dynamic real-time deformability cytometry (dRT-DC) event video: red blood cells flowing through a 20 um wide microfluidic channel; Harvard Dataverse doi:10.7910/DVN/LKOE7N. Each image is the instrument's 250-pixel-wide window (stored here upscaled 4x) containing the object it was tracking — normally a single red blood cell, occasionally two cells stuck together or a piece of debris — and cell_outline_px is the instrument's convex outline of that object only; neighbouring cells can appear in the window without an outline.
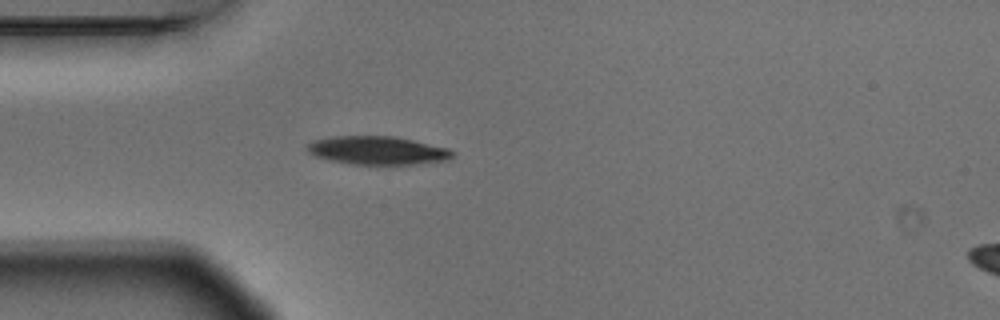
{"species": "Egyptian fruit bat (a non-hibernating species)", "species_latin": "Rousettus aegyptiacus", "temperature_condition": "warm", "stored_images_in_passage": 4, "segment_of_instrument_passage": [1, 2], "camera_frame_rate_fps": 3000, "um_per_image_px": 0.085, "animal": {"sex": "male"}, "frame": {"image": 1, "passage_image": 3, "time_ms": 0.667, "image_size_px": [1000, 320], "cell_outline_px": [[456, 156], [448, 160], [416, 164], [352, 164], [328, 160], [316, 156], [308, 152], [304, 148], [304, 144], [312, 140], [332, 136], [396, 136], [448, 148], [456, 152]], "centroid_in_image_um": [32.07, 12.78], "position_along_channel_um": 52.9, "area_um2": 24.39}}